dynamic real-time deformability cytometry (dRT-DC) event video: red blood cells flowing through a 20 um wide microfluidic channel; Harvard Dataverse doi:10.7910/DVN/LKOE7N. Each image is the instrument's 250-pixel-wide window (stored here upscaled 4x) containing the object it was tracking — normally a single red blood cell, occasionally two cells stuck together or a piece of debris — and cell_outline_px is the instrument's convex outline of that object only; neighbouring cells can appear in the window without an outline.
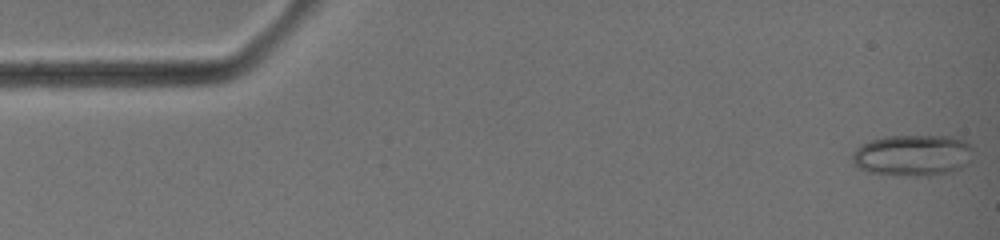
{"species": "common noctule bat (a hibernating species)", "species_latin": "Nyctalus noctula", "temperature_condition": "warm", "stored_images_in_passage": 8, "camera_frame_rate_fps": 3000, "um_per_image_px": 0.085, "animal": {"sex": "female", "body_mass_g": 19.0, "forearm_length_mm": 51.5}, "frame": {"image": 1, "passage_image": 1, "time_ms": 0.0, "image_size_px": [1000, 240], "cell_outline_px": [[972, 148], [968, 164], [960, 168], [948, 172], [928, 176], [912, 176], [868, 172], [852, 164], [852, 152], [860, 144], [884, 136], [952, 136], [964, 140], [972, 144]], "centroid_in_image_um": [77.56, 13.19], "position_along_channel_um": 7.4, "area_um2": 29.25}}